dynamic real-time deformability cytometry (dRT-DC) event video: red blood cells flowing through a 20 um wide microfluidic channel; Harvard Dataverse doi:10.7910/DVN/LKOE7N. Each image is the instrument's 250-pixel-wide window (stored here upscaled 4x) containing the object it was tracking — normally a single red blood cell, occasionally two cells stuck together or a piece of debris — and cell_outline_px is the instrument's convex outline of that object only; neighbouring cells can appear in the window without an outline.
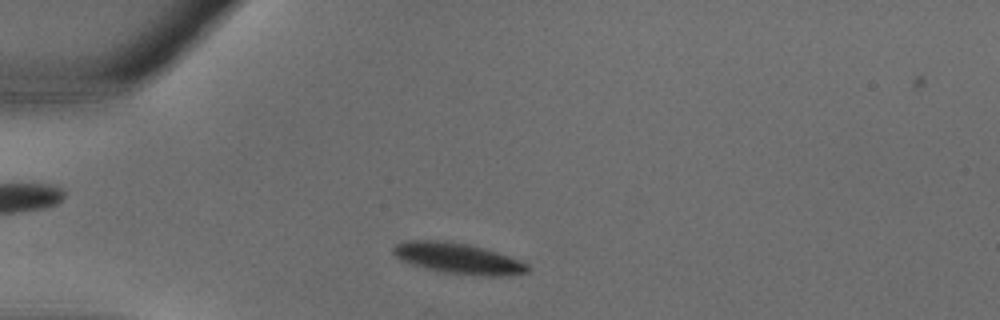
{"species": "common noctule bat (a hibernating species)", "species_latin": "Nyctalus noctula", "temperature_condition": "warm", "stored_images_in_passage": 7, "camera_frame_rate_fps": 3000, "um_per_image_px": 0.085, "animal": {"sex": "male", "body_mass_g": 18.8}, "frame": {"image": 1, "passage_image": 3, "time_ms": 0.667, "image_size_px": [1000, 320], "cell_outline_px": [[532, 268], [528, 272], [504, 276], [484, 276], [448, 272], [428, 268], [412, 264], [400, 260], [392, 252], [392, 248], [396, 244], [404, 240], [448, 240], [484, 248], [520, 260], [528, 264]], "centroid_in_image_um": [38.95, 21.95], "position_along_channel_um": 46.1, "area_um2": 23.99}}
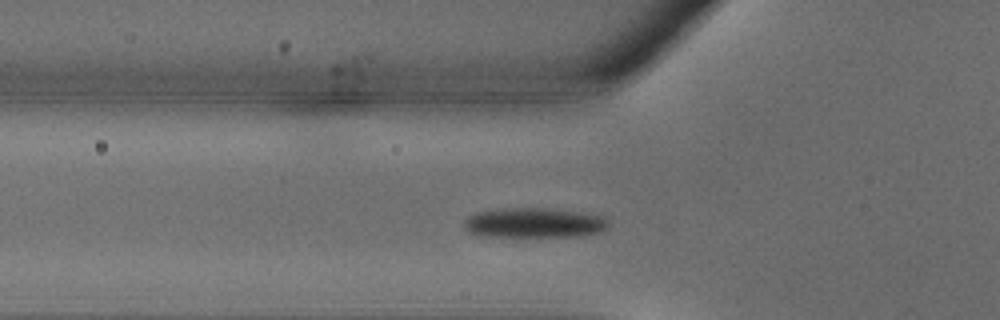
{"frame": {"image": 2, "passage_image": 6, "time_ms": 1.667, "image_size_px": [1000, 320], "cell_outline_px": [[608, 224], [600, 232], [576, 236], [476, 236], [468, 232], [464, 228], [464, 220], [468, 216], [476, 212], [504, 208], [544, 208], [580, 212], [604, 216], [608, 220]], "centroid_in_image_um": [45.34, 18.94], "position_along_channel_um": 80.5, "area_um2": 25.14}}